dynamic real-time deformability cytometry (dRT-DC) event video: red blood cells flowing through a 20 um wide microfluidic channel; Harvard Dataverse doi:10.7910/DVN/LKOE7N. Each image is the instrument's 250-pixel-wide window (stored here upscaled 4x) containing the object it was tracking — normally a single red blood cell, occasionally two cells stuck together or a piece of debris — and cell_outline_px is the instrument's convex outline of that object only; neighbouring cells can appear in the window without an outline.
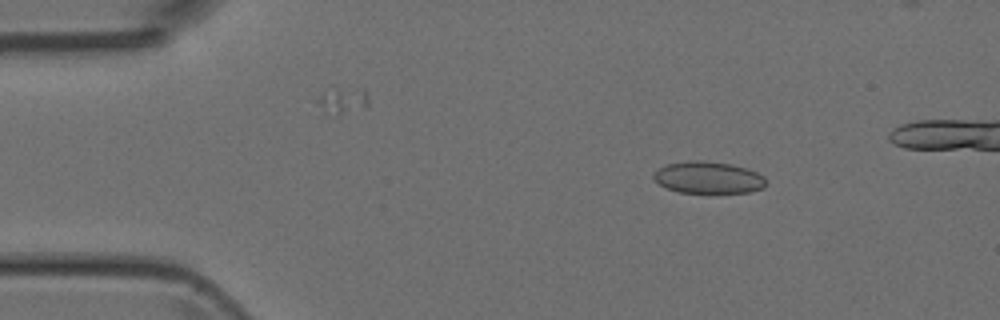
{"species": "Egyptian fruit bat (a non-hibernating species)", "species_latin": "Rousettus aegyptiacus", "temperature_condition": "room temperature", "stored_images_in_passage": 15, "camera_frame_rate_fps": 3000, "um_per_image_px": 0.085, "animal": {"sex": "female"}, "frame": {"image": 1, "passage_image": 7, "time_ms": 2.0, "image_size_px": [1000, 320], "cell_outline_px": [[764, 188], [752, 192], [680, 192], [668, 188], [660, 184], [652, 176], [660, 168], [668, 164], [688, 160], [704, 160], [732, 164], [748, 168], [764, 176]], "centroid_in_image_um": [60.24, 15.07], "position_along_channel_um": 24.8, "area_um2": 20.69}}